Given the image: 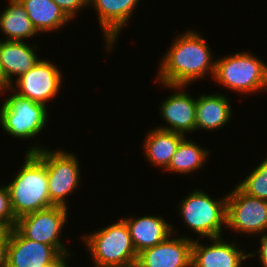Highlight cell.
Masks as SVG:
<instances>
[{
	"label": "cell",
	"instance_id": "6da1fadb",
	"mask_svg": "<svg viewBox=\"0 0 267 267\" xmlns=\"http://www.w3.org/2000/svg\"><path fill=\"white\" fill-rule=\"evenodd\" d=\"M204 39L194 30L178 35L162 59L157 80L164 85L187 86L207 73L214 77L216 61H212V52Z\"/></svg>",
	"mask_w": 267,
	"mask_h": 267
},
{
	"label": "cell",
	"instance_id": "7a4b0ae2",
	"mask_svg": "<svg viewBox=\"0 0 267 267\" xmlns=\"http://www.w3.org/2000/svg\"><path fill=\"white\" fill-rule=\"evenodd\" d=\"M24 161L15 179L7 184L11 207L17 219L53 206L45 164L34 153H26Z\"/></svg>",
	"mask_w": 267,
	"mask_h": 267
},
{
	"label": "cell",
	"instance_id": "3957f363",
	"mask_svg": "<svg viewBox=\"0 0 267 267\" xmlns=\"http://www.w3.org/2000/svg\"><path fill=\"white\" fill-rule=\"evenodd\" d=\"M95 267H134L137 252L133 246L129 228L121 219L115 224L99 229L83 237Z\"/></svg>",
	"mask_w": 267,
	"mask_h": 267
},
{
	"label": "cell",
	"instance_id": "277c9868",
	"mask_svg": "<svg viewBox=\"0 0 267 267\" xmlns=\"http://www.w3.org/2000/svg\"><path fill=\"white\" fill-rule=\"evenodd\" d=\"M213 79L241 94L267 91V64L251 53H235L216 60Z\"/></svg>",
	"mask_w": 267,
	"mask_h": 267
},
{
	"label": "cell",
	"instance_id": "5b68a950",
	"mask_svg": "<svg viewBox=\"0 0 267 267\" xmlns=\"http://www.w3.org/2000/svg\"><path fill=\"white\" fill-rule=\"evenodd\" d=\"M226 201L214 200L200 189H195L179 203L181 216L194 233L208 239L222 237V226L226 227Z\"/></svg>",
	"mask_w": 267,
	"mask_h": 267
},
{
	"label": "cell",
	"instance_id": "8992f818",
	"mask_svg": "<svg viewBox=\"0 0 267 267\" xmlns=\"http://www.w3.org/2000/svg\"><path fill=\"white\" fill-rule=\"evenodd\" d=\"M27 153H34L46 166L50 202L67 207L65 197L77 189L80 182V168L76 156L63 150L48 151L40 146L30 147Z\"/></svg>",
	"mask_w": 267,
	"mask_h": 267
},
{
	"label": "cell",
	"instance_id": "52a82bcc",
	"mask_svg": "<svg viewBox=\"0 0 267 267\" xmlns=\"http://www.w3.org/2000/svg\"><path fill=\"white\" fill-rule=\"evenodd\" d=\"M47 110L44 104L13 93L0 107V124L9 135L29 139L46 126Z\"/></svg>",
	"mask_w": 267,
	"mask_h": 267
},
{
	"label": "cell",
	"instance_id": "ba28073f",
	"mask_svg": "<svg viewBox=\"0 0 267 267\" xmlns=\"http://www.w3.org/2000/svg\"><path fill=\"white\" fill-rule=\"evenodd\" d=\"M67 208L53 205L49 208L28 213L17 219L15 228L27 239L53 246L62 256H70L60 239L67 220Z\"/></svg>",
	"mask_w": 267,
	"mask_h": 267
},
{
	"label": "cell",
	"instance_id": "9c48e42d",
	"mask_svg": "<svg viewBox=\"0 0 267 267\" xmlns=\"http://www.w3.org/2000/svg\"><path fill=\"white\" fill-rule=\"evenodd\" d=\"M226 226L251 235L267 232V200L249 196L236 186L227 195Z\"/></svg>",
	"mask_w": 267,
	"mask_h": 267
},
{
	"label": "cell",
	"instance_id": "30bf717a",
	"mask_svg": "<svg viewBox=\"0 0 267 267\" xmlns=\"http://www.w3.org/2000/svg\"><path fill=\"white\" fill-rule=\"evenodd\" d=\"M62 75L57 66L49 61L40 59L24 75L16 79V89L11 85L10 90L15 94L31 99L34 102L47 105V101L57 95L62 82ZM19 90V91H18Z\"/></svg>",
	"mask_w": 267,
	"mask_h": 267
},
{
	"label": "cell",
	"instance_id": "8fae6325",
	"mask_svg": "<svg viewBox=\"0 0 267 267\" xmlns=\"http://www.w3.org/2000/svg\"><path fill=\"white\" fill-rule=\"evenodd\" d=\"M63 256L50 245L25 238L11 229L6 267H50Z\"/></svg>",
	"mask_w": 267,
	"mask_h": 267
},
{
	"label": "cell",
	"instance_id": "7c38bea8",
	"mask_svg": "<svg viewBox=\"0 0 267 267\" xmlns=\"http://www.w3.org/2000/svg\"><path fill=\"white\" fill-rule=\"evenodd\" d=\"M172 235L140 252L135 267H192L193 239L184 236L171 239Z\"/></svg>",
	"mask_w": 267,
	"mask_h": 267
},
{
	"label": "cell",
	"instance_id": "4fadbf2b",
	"mask_svg": "<svg viewBox=\"0 0 267 267\" xmlns=\"http://www.w3.org/2000/svg\"><path fill=\"white\" fill-rule=\"evenodd\" d=\"M163 86L175 89L176 92L166 98L161 104L160 112L168 126H161L158 129L183 135L185 132L195 131L196 99L182 91L186 86L164 84Z\"/></svg>",
	"mask_w": 267,
	"mask_h": 267
},
{
	"label": "cell",
	"instance_id": "5bb4252c",
	"mask_svg": "<svg viewBox=\"0 0 267 267\" xmlns=\"http://www.w3.org/2000/svg\"><path fill=\"white\" fill-rule=\"evenodd\" d=\"M210 240L211 245H201L193 240L192 267H241L242 261L256 255L254 252L244 254L235 243L225 242L221 237Z\"/></svg>",
	"mask_w": 267,
	"mask_h": 267
},
{
	"label": "cell",
	"instance_id": "9a60e30c",
	"mask_svg": "<svg viewBox=\"0 0 267 267\" xmlns=\"http://www.w3.org/2000/svg\"><path fill=\"white\" fill-rule=\"evenodd\" d=\"M137 3L139 0H88V4L97 10L108 51L117 41L121 28L127 25Z\"/></svg>",
	"mask_w": 267,
	"mask_h": 267
},
{
	"label": "cell",
	"instance_id": "2e32d148",
	"mask_svg": "<svg viewBox=\"0 0 267 267\" xmlns=\"http://www.w3.org/2000/svg\"><path fill=\"white\" fill-rule=\"evenodd\" d=\"M123 220L129 228L132 243L137 254L145 249L154 247L164 241L172 233H176L172 225L166 223L161 216L147 215L139 218H123Z\"/></svg>",
	"mask_w": 267,
	"mask_h": 267
},
{
	"label": "cell",
	"instance_id": "e0dca14e",
	"mask_svg": "<svg viewBox=\"0 0 267 267\" xmlns=\"http://www.w3.org/2000/svg\"><path fill=\"white\" fill-rule=\"evenodd\" d=\"M36 47H30L24 41H0V64L10 86L13 75L19 78L40 61L34 52Z\"/></svg>",
	"mask_w": 267,
	"mask_h": 267
},
{
	"label": "cell",
	"instance_id": "ac0fdd59",
	"mask_svg": "<svg viewBox=\"0 0 267 267\" xmlns=\"http://www.w3.org/2000/svg\"><path fill=\"white\" fill-rule=\"evenodd\" d=\"M229 98L225 95L202 94L196 99L195 130H218L228 124L232 114Z\"/></svg>",
	"mask_w": 267,
	"mask_h": 267
},
{
	"label": "cell",
	"instance_id": "d6986e66",
	"mask_svg": "<svg viewBox=\"0 0 267 267\" xmlns=\"http://www.w3.org/2000/svg\"><path fill=\"white\" fill-rule=\"evenodd\" d=\"M147 135L143 147L147 160L165 170L185 135L158 128Z\"/></svg>",
	"mask_w": 267,
	"mask_h": 267
},
{
	"label": "cell",
	"instance_id": "ffe728a7",
	"mask_svg": "<svg viewBox=\"0 0 267 267\" xmlns=\"http://www.w3.org/2000/svg\"><path fill=\"white\" fill-rule=\"evenodd\" d=\"M38 33L54 31L70 19L53 0H19Z\"/></svg>",
	"mask_w": 267,
	"mask_h": 267
},
{
	"label": "cell",
	"instance_id": "44dd1931",
	"mask_svg": "<svg viewBox=\"0 0 267 267\" xmlns=\"http://www.w3.org/2000/svg\"><path fill=\"white\" fill-rule=\"evenodd\" d=\"M0 30L7 36L6 40L11 41H22L38 34L19 0H9V6L0 14Z\"/></svg>",
	"mask_w": 267,
	"mask_h": 267
},
{
	"label": "cell",
	"instance_id": "7402d4cb",
	"mask_svg": "<svg viewBox=\"0 0 267 267\" xmlns=\"http://www.w3.org/2000/svg\"><path fill=\"white\" fill-rule=\"evenodd\" d=\"M208 154H210L208 150L184 138L165 170L181 174L193 172L202 168L207 157L209 158Z\"/></svg>",
	"mask_w": 267,
	"mask_h": 267
},
{
	"label": "cell",
	"instance_id": "603a6c76",
	"mask_svg": "<svg viewBox=\"0 0 267 267\" xmlns=\"http://www.w3.org/2000/svg\"><path fill=\"white\" fill-rule=\"evenodd\" d=\"M237 186L249 196L267 200V157Z\"/></svg>",
	"mask_w": 267,
	"mask_h": 267
},
{
	"label": "cell",
	"instance_id": "cb8c5ba5",
	"mask_svg": "<svg viewBox=\"0 0 267 267\" xmlns=\"http://www.w3.org/2000/svg\"><path fill=\"white\" fill-rule=\"evenodd\" d=\"M15 217L10 200V192L7 185L0 187V226L6 229H13L16 226Z\"/></svg>",
	"mask_w": 267,
	"mask_h": 267
},
{
	"label": "cell",
	"instance_id": "d4e9b609",
	"mask_svg": "<svg viewBox=\"0 0 267 267\" xmlns=\"http://www.w3.org/2000/svg\"><path fill=\"white\" fill-rule=\"evenodd\" d=\"M62 12L71 20L83 7H88V0H53ZM77 11V12H76Z\"/></svg>",
	"mask_w": 267,
	"mask_h": 267
},
{
	"label": "cell",
	"instance_id": "484cf974",
	"mask_svg": "<svg viewBox=\"0 0 267 267\" xmlns=\"http://www.w3.org/2000/svg\"><path fill=\"white\" fill-rule=\"evenodd\" d=\"M11 236V229L3 228L0 231V267L7 266L8 244Z\"/></svg>",
	"mask_w": 267,
	"mask_h": 267
},
{
	"label": "cell",
	"instance_id": "4316f807",
	"mask_svg": "<svg viewBox=\"0 0 267 267\" xmlns=\"http://www.w3.org/2000/svg\"><path fill=\"white\" fill-rule=\"evenodd\" d=\"M260 241V249L257 250L262 267H267V233H263Z\"/></svg>",
	"mask_w": 267,
	"mask_h": 267
},
{
	"label": "cell",
	"instance_id": "83f0119b",
	"mask_svg": "<svg viewBox=\"0 0 267 267\" xmlns=\"http://www.w3.org/2000/svg\"><path fill=\"white\" fill-rule=\"evenodd\" d=\"M10 87L11 86L6 80V77L3 73V70L0 64V94L2 95L3 93H6L5 90L7 91L8 89H10Z\"/></svg>",
	"mask_w": 267,
	"mask_h": 267
},
{
	"label": "cell",
	"instance_id": "f1b7e54d",
	"mask_svg": "<svg viewBox=\"0 0 267 267\" xmlns=\"http://www.w3.org/2000/svg\"><path fill=\"white\" fill-rule=\"evenodd\" d=\"M65 256H63L55 265H53V266H50V267H69V266H67V263L65 262V261H67V260H65Z\"/></svg>",
	"mask_w": 267,
	"mask_h": 267
}]
</instances>
